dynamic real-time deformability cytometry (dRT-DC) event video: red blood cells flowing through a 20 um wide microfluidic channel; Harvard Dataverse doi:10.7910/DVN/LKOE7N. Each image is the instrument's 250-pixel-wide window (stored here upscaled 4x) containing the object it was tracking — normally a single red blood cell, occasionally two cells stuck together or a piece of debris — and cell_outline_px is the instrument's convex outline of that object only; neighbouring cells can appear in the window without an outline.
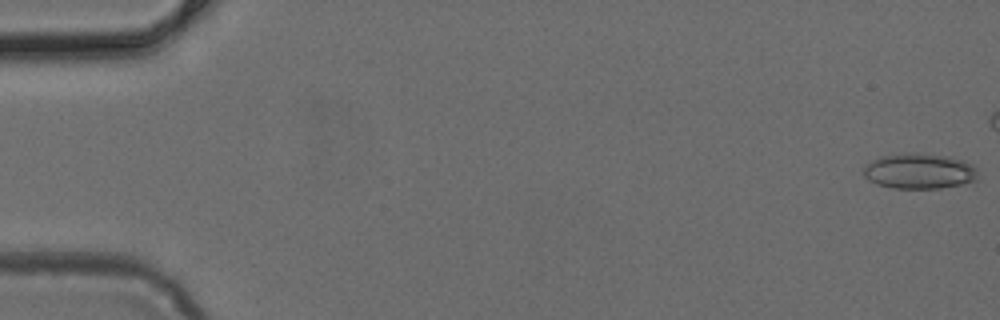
{"species": "common noctule bat (a hibernating species)", "species_latin": "Nyctalus noctula", "temperature_condition": "cold", "stored_images_in_passage": 5, "camera_frame_rate_fps": 3000, "um_per_image_px": 0.085, "animal": {"sex": "female", "body_mass_g": 24.6, "forearm_length_mm": 56.2}, "frame": {"image": 1, "passage_image": 1, "time_ms": 0.0, "image_size_px": [1000, 320], "cell_outline_px": [[976, 180], [960, 184], [940, 188], [892, 188], [876, 184], [868, 180], [864, 176], [864, 168], [872, 160], [880, 156], [904, 152], [912, 152], [948, 156], [972, 164], [976, 168]], "centroid_in_image_um": [78.1, 14.53], "position_along_channel_um": 6.9, "area_um2": 23.58}}